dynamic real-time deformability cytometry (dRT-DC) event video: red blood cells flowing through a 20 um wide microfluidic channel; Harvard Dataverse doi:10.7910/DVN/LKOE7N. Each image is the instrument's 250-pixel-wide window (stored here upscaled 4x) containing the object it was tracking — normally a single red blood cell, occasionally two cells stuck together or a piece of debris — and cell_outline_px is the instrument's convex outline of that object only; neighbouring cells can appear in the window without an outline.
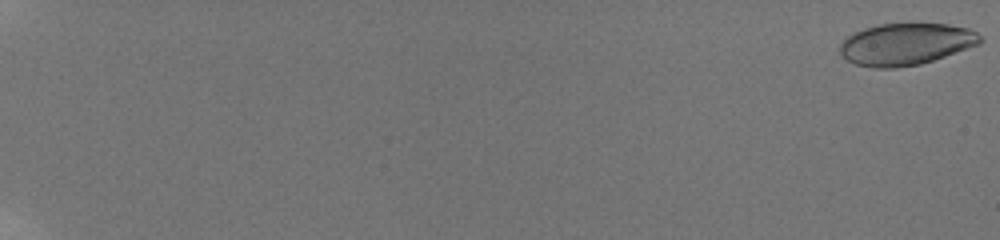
{"species": "human", "species_latin": "Homo sapiens", "temperature_condition": "room temperature", "stored_images_in_passage": 61, "camera_frame_rate_fps": 3000, "um_per_image_px": 0.085, "donor": {"sex": "male"}, "frame": {"image": 1, "passage_image": 1, "time_ms": 0.0, "image_size_px": [1000, 240], "cell_outline_px": [[984, 40], [980, 44], [920, 64], [896, 68], [872, 68], [856, 64], [848, 60], [840, 52], [840, 44], [852, 32], [864, 28], [880, 24], [908, 20], [948, 24], [968, 28], [976, 32]], "centroid_in_image_um": [77.01, 3.7], "position_along_channel_um": 8.0, "area_um2": 35.03}}
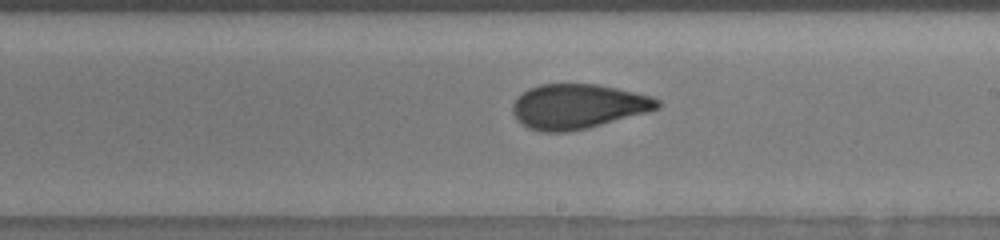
{"frame": {"image": 2, "passage_image": 40, "time_ms": 13.0, "image_size_px": [1000, 240], "cell_outline_px": [[660, 108], [648, 112], [588, 128], [568, 132], [540, 132], [528, 128], [520, 124], [516, 120], [512, 112], [512, 104], [516, 96], [528, 88], [540, 84], [596, 84], [616, 88], [652, 96], [660, 100]], "centroid_in_image_um": [49.08, 9.05], "position_along_channel_um": 239.9, "area_um2": 38.15}}
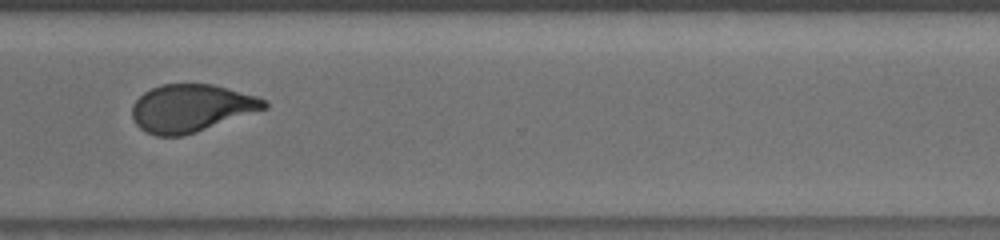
{"frame": {"image": 3, "passage_image": 49, "time_ms": 16.0, "image_size_px": [1000, 240], "cell_outline_px": [[268, 108], [184, 136], [156, 136], [140, 128], [136, 124], [132, 116], [132, 104], [144, 92], [160, 84], [212, 84], [256, 96], [268, 100]], "centroid_in_image_um": [16.25, 9.19], "position_along_channel_um": 354.3, "area_um2": 36.59}}